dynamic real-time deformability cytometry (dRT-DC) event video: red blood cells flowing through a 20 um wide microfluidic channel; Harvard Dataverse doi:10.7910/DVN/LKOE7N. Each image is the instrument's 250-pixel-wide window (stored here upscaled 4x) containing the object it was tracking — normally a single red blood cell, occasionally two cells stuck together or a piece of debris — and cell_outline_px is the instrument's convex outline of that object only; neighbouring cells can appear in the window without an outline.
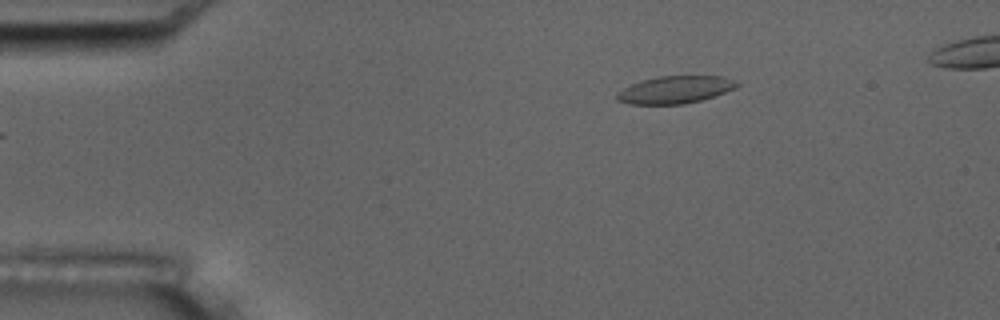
{"species": "common noctule bat (a hibernating species)", "species_latin": "Nyctalus noctula", "temperature_condition": "room temperature", "stored_images_in_passage": 2, "camera_frame_rate_fps": 3000, "um_per_image_px": 0.085, "animal": {"sex": "male", "body_mass_g": 17.5, "forearm_length_mm": 52.3}, "frame": {"image": 1, "passage_image": 2, "time_ms": 0.333, "image_size_px": [1000, 320], "cell_outline_px": [[740, 84], [736, 88], [700, 100], [684, 104], [628, 104], [616, 100], [616, 92], [632, 84], [644, 80], [660, 76], [720, 76], [736, 80]], "centroid_in_image_um": [57.37, 7.63], "position_along_channel_um": 27.6, "area_um2": 19.02}}